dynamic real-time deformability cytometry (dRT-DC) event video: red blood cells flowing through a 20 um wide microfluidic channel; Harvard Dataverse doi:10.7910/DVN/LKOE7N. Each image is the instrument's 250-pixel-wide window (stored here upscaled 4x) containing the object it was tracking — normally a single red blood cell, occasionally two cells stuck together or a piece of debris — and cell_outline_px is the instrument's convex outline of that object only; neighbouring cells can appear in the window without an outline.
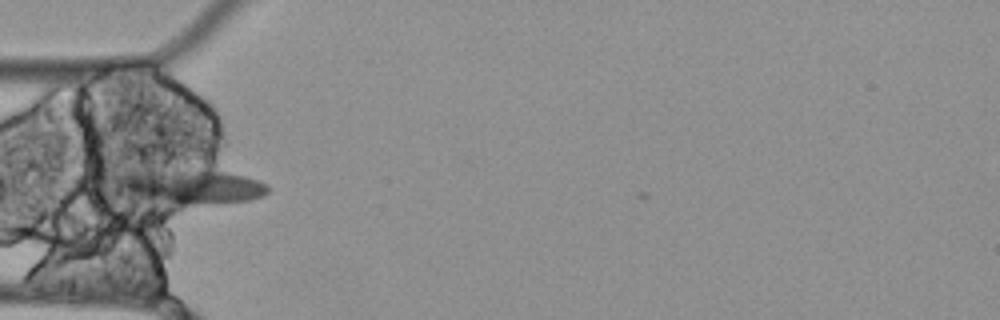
{"species": "Egyptian fruit bat (a non-hibernating species)", "species_latin": "Rousettus aegyptiacus", "temperature_condition": "cold", "stored_images_in_passage": 43, "camera_frame_rate_fps": 3000, "um_per_image_px": 0.085, "animal": {"sex": "female"}, "frame": {"image": 1, "passage_image": 3, "time_ms": 0.667, "image_size_px": [1000, 320], "cell_outline_px": [[268, 192], [264, 196], [248, 200], [148, 208], [108, 204], [112, 176], [120, 172], [224, 172], [244, 176], [268, 184]], "centroid_in_image_um": [15.46, 16.04], "position_along_channel_um": 69.5, "area_um2": 34.28}}
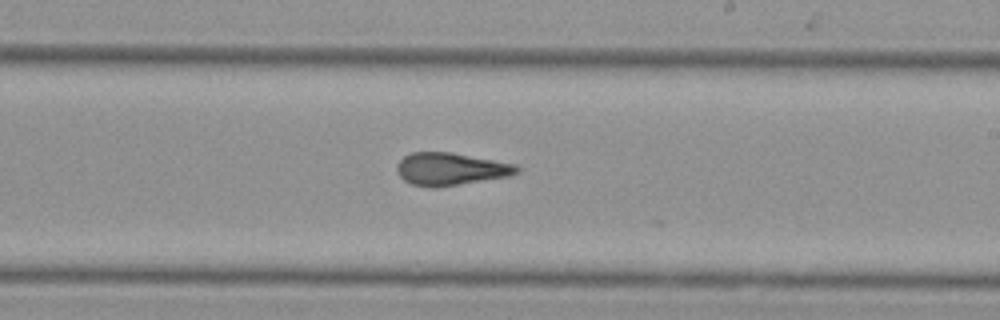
{"frame": {"image": 2, "passage_image": 18, "time_ms": 5.667, "image_size_px": [1000, 320], "cell_outline_px": [[520, 172], [508, 176], [456, 184], [412, 184], [404, 180], [400, 176], [396, 168], [396, 164], [404, 156], [412, 152], [452, 152], [516, 164], [520, 168]], "centroid_in_image_um": [38.33, 14.31], "position_along_channel_um": 250.7, "area_um2": 21.91}}
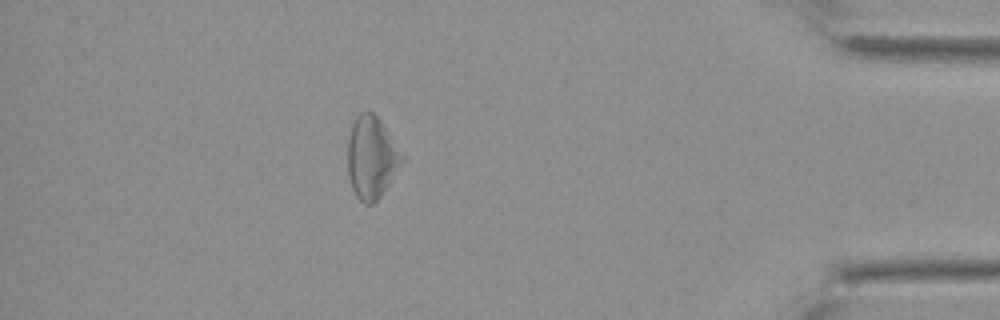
{"frame": {"image": 3, "passage_image": 35, "time_ms": 11.333, "image_size_px": [1000, 320], "cell_outline_px": [[404, 160], [380, 196], [372, 204], [364, 204], [356, 196], [352, 188], [348, 172], [348, 136], [352, 124], [356, 116], [360, 112], [372, 112], [380, 120], [404, 156]], "centroid_in_image_um": [31.56, 13.38], "position_along_channel_um": 403.6, "area_um2": 25.66}, "authors_computed_cell_mechanics": {"area_um2": 23.1778, "velocity_mm_per_s": 3.4725, "shape_relaxation_time_tau1_ms": null, "shape_relaxation_time_tau2_ms": 3.7002, "deformation_change_tau1": null, "deformation_change_tau2": 0.1418}}